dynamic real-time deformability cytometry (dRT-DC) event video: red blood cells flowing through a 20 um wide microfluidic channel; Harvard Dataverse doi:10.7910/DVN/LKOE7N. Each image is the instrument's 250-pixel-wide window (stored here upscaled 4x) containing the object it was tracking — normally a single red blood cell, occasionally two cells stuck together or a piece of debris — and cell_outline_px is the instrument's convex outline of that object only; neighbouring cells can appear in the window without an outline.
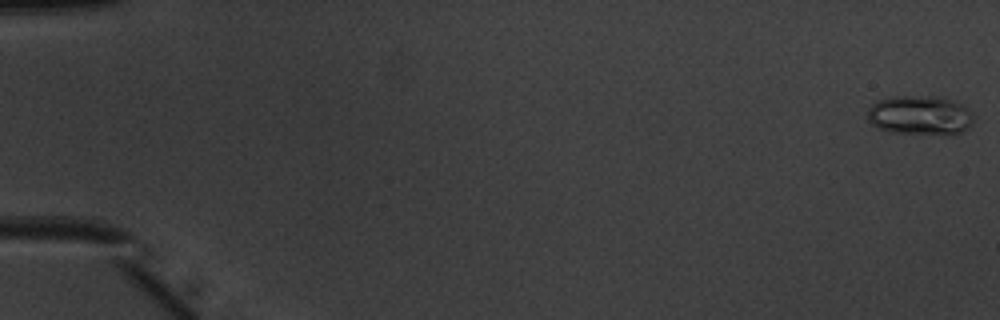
{"species": "common noctule bat (a hibernating species)", "species_latin": "Nyctalus noctula", "temperature_condition": "warm", "stored_images_in_passage": 52, "camera_frame_rate_fps": 3000, "um_per_image_px": 0.085, "animal": {"sex": "male", "body_mass_g": 20.1, "forearm_length_mm": 53.5}, "frame": {"image": 1, "passage_image": 1, "time_ms": 0.0, "image_size_px": [1000, 320], "cell_outline_px": [[972, 124], [968, 128], [960, 132], [948, 136], [944, 136], [892, 132], [880, 128], [872, 124], [868, 120], [868, 108], [876, 100], [892, 96], [944, 96], [960, 104], [972, 112]], "centroid_in_image_um": [78.21, 9.8], "position_along_channel_um": 6.8, "area_um2": 24.8}}
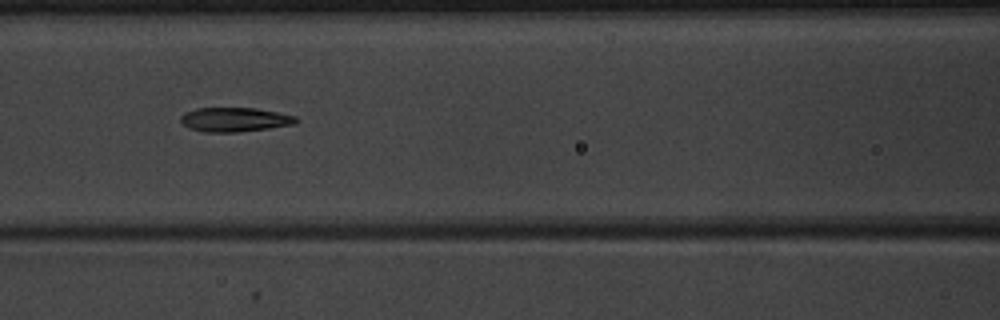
{"frame": {"image": 2, "passage_image": 24, "time_ms": 7.667, "image_size_px": [1000, 320], "cell_outline_px": [[300, 120], [296, 124], [268, 128], [236, 132], [204, 132], [188, 128], [180, 124], [180, 116], [184, 112], [196, 108], [256, 108], [296, 116]], "centroid_in_image_um": [19.91, 10.16], "position_along_channel_um": 146.7, "area_um2": 16.47}}
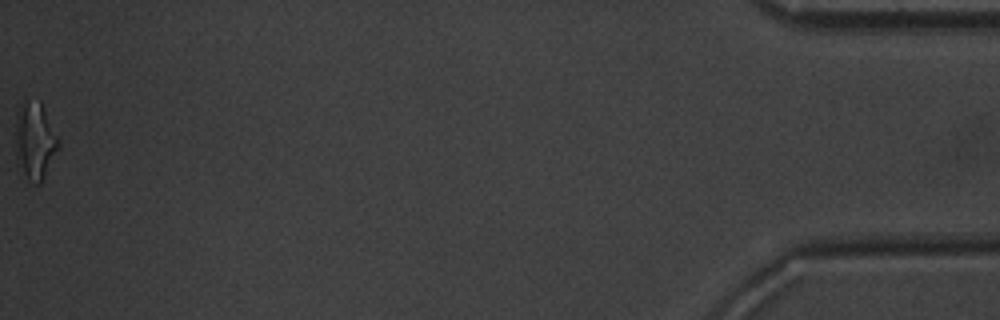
{"frame": {"image": 3, "passage_image": 52, "time_ms": 17.0, "image_size_px": [1000, 320], "cell_outline_px": [[60, 148], [40, 184], [36, 184], [28, 180], [16, 164], [16, 140], [20, 120], [24, 104], [40, 100], [60, 140]], "centroid_in_image_um": [3.05, 12.11], "position_along_channel_um": 432.2, "area_um2": 18.61}, "authors_computed_cell_mechanics": {"area_um2": 16.7042, "velocity_mm_per_s": 4.0383, "shape_relaxation_time_tau1_ms": 3.6838, "shape_relaxation_time_tau2_ms": 2.9504, "deformation_change_tau1": 0.1865, "deformation_change_tau2": 0.1161}}